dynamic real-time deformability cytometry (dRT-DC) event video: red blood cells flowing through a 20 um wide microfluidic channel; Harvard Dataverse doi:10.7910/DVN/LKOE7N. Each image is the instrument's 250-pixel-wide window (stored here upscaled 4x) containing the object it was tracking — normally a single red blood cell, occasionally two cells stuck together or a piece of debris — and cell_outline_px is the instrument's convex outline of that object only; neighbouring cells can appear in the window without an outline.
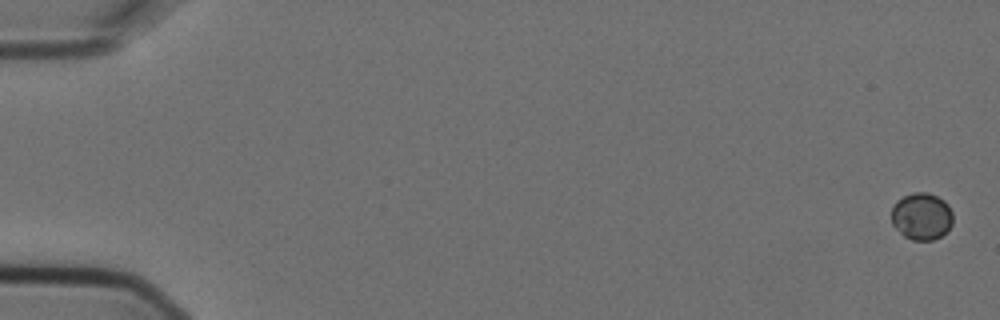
{"species": "Egyptian fruit bat (a non-hibernating species)", "species_latin": "Rousettus aegyptiacus", "temperature_condition": "cold", "stored_images_in_passage": 6, "camera_frame_rate_fps": 3000, "um_per_image_px": 0.085, "animal": {"sex": "female"}, "frame": {"image": 1, "passage_image": 1, "time_ms": 0.0, "image_size_px": [1000, 320], "cell_outline_px": [[952, 224], [940, 236], [932, 240], [912, 240], [904, 236], [892, 224], [892, 208], [896, 200], [912, 192], [928, 192], [944, 200], [948, 204], [952, 212]], "centroid_in_image_um": [78.33, 18.37], "position_along_channel_um": 6.7, "area_um2": 16.82}}
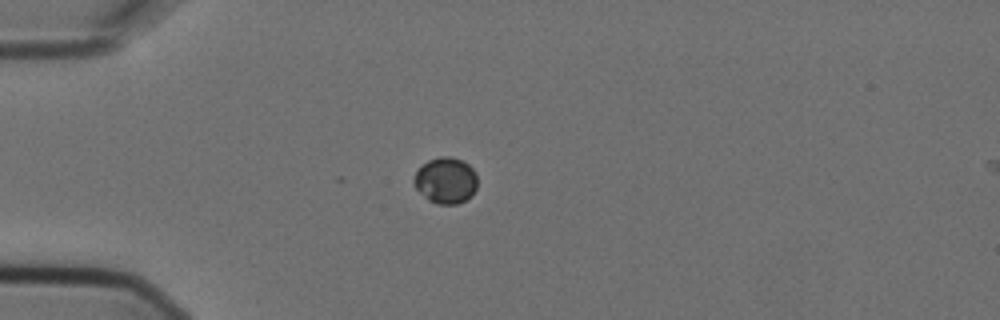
{"frame": {"image": 2, "passage_image": 5, "time_ms": 1.333, "image_size_px": [1000, 320], "cell_outline_px": [[476, 188], [472, 196], [456, 204], [436, 204], [428, 200], [416, 188], [412, 180], [416, 172], [428, 160], [440, 156], [448, 156], [460, 160], [468, 164], [476, 172]], "centroid_in_image_um": [37.88, 15.34], "position_along_channel_um": 47.1, "area_um2": 16.99}}